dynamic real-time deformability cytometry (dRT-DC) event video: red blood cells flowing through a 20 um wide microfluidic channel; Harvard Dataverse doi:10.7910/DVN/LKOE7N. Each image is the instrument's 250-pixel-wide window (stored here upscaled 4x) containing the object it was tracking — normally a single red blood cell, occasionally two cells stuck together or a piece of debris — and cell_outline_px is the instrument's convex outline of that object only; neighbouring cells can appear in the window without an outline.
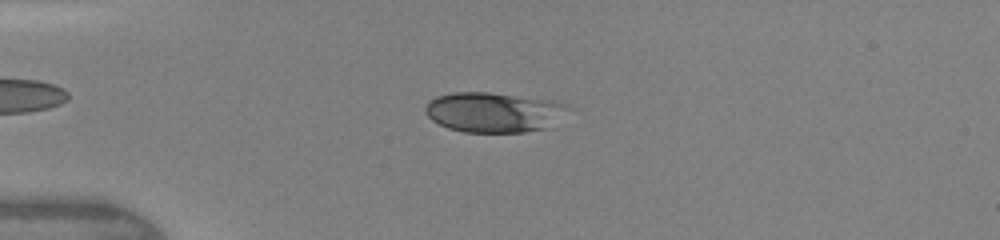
{"species": "human", "species_latin": "Homo sapiens", "temperature_condition": "warm", "stored_images_in_passage": 45, "camera_frame_rate_fps": 3000, "um_per_image_px": 0.085, "donor": {"sex": "female"}, "frame": {"image": 1, "passage_image": 11, "time_ms": 3.333, "image_size_px": [1000, 240], "cell_outline_px": [[576, 108], [556, 128], [524, 132], [464, 132], [448, 128], [432, 120], [424, 112], [424, 108], [428, 100], [436, 96], [452, 92], [488, 92], [552, 100], [568, 104]], "centroid_in_image_um": [42.14, 9.55], "position_along_channel_um": 42.9, "area_um2": 34.62}}
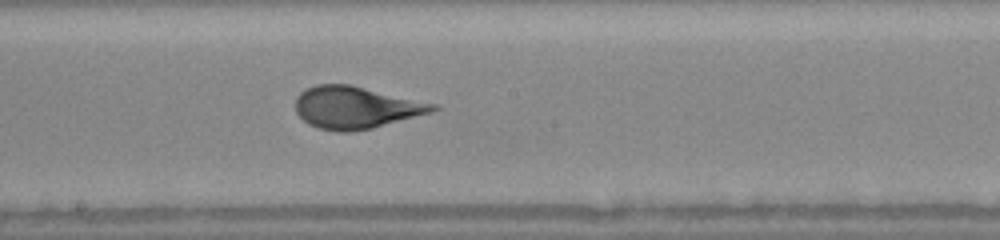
{"frame": {"image": 2, "passage_image": 25, "time_ms": 8.0, "image_size_px": [1000, 240], "cell_outline_px": [[440, 108], [432, 112], [372, 128], [348, 132], [336, 132], [320, 128], [308, 124], [296, 112], [296, 96], [300, 92], [316, 84], [348, 84], [440, 104]], "centroid_in_image_um": [30.27, 9.13], "position_along_channel_um": 217.9, "area_um2": 33.76}}
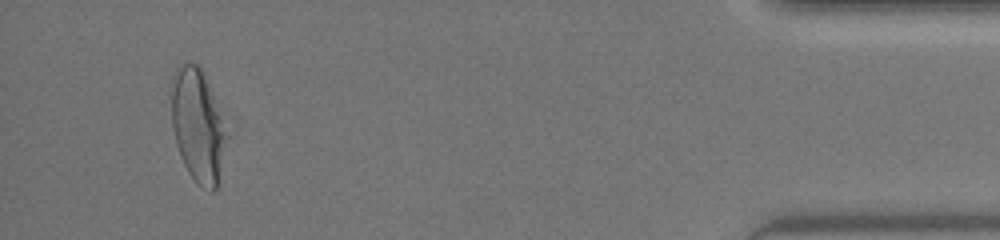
{"frame": {"image": 3, "passage_image": 43, "time_ms": 14.0, "image_size_px": [1000, 240], "cell_outline_px": [[228, 136], [216, 188], [212, 192], [204, 188], [188, 172], [180, 156], [176, 144], [172, 128], [172, 92], [176, 68], [184, 60], [188, 60], [196, 64], [200, 68], [228, 120]], "centroid_in_image_um": [16.86, 10.63], "position_along_channel_um": 418.3, "area_um2": 36.82}, "authors_computed_cell_mechanics": {"area_um2": 33.7552, "velocity_mm_per_s": 4.3646, "shape_relaxation_time_tau1_ms": 4.2297, "shape_relaxation_time_tau2_ms": null, "deformation_change_tau1": 0.173, "deformation_change_tau2": null}}